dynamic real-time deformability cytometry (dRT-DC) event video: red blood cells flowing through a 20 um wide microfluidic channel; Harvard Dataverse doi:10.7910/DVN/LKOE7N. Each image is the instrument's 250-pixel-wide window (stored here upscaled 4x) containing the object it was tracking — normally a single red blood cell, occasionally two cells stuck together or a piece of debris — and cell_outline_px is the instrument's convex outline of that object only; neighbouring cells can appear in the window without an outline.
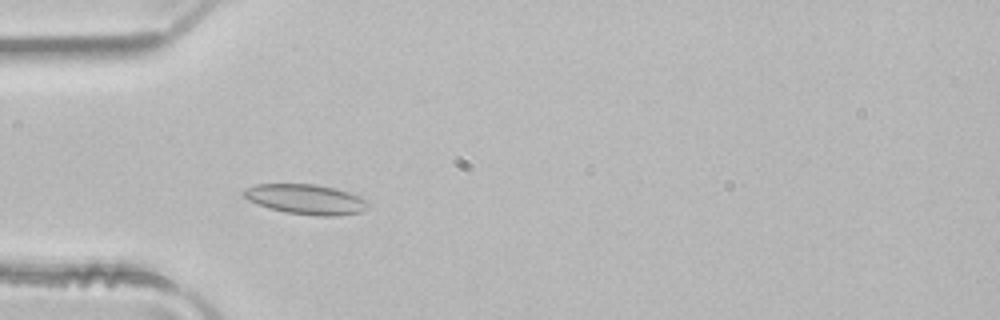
{"species": "common noctule bat (a hibernating species)", "species_latin": "Nyctalus noctula", "temperature_condition": "room temperature", "stored_images_in_passage": 2, "camera_frame_rate_fps": 3000, "um_per_image_px": 0.085, "animal": {"sex": "male", "body_mass_g": 21.5, "forearm_length_mm": 52.0}, "frame": {"image": 1, "passage_image": 2, "time_ms": 0.333, "image_size_px": [1000, 320], "cell_outline_px": [[372, 204], [368, 208], [360, 212], [340, 216], [316, 216], [284, 212], [268, 208], [256, 204], [248, 200], [240, 192], [244, 188], [256, 184], [316, 184], [348, 192], [360, 196], [368, 200]], "centroid_in_image_um": [26.0, 16.95], "position_along_channel_um": 59.0, "area_um2": 22.14}}